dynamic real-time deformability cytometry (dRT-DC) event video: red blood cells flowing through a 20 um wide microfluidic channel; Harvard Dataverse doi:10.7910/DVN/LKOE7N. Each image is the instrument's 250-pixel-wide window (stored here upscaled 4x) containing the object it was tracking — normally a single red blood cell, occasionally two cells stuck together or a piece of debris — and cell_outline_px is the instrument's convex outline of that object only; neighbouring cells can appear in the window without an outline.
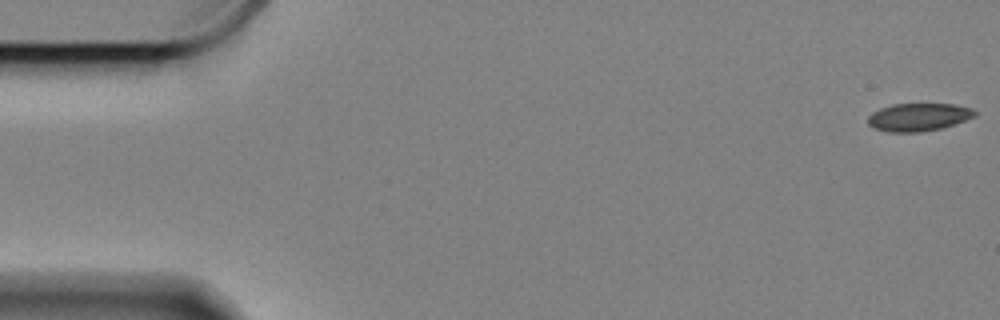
{"species": "Egyptian fruit bat (a non-hibernating species)", "species_latin": "Rousettus aegyptiacus", "temperature_condition": "cold", "stored_images_in_passage": 57, "camera_frame_rate_fps": 3000, "um_per_image_px": 0.085, "animal": {"sex": "female"}, "frame": {"image": 1, "passage_image": 1, "time_ms": 0.0, "image_size_px": [1000, 320], "cell_outline_px": [[976, 116], [940, 128], [920, 132], [888, 132], [872, 128], [868, 124], [868, 116], [872, 112], [880, 108], [892, 104], [956, 104], [972, 108], [976, 112]], "centroid_in_image_um": [78.03, 9.95], "position_along_channel_um": 7.0, "area_um2": 17.34}}
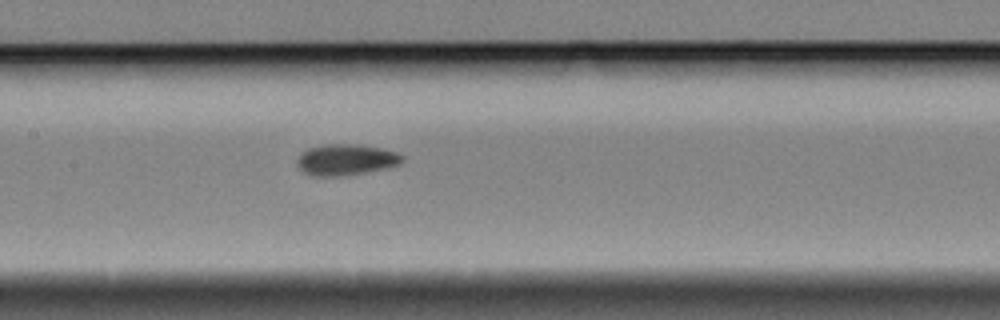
{"frame": {"image": 2, "passage_image": 28, "time_ms": 9.0, "image_size_px": [1000, 320], "cell_outline_px": [[404, 160], [400, 164], [368, 172], [348, 176], [312, 176], [304, 172], [296, 164], [296, 160], [300, 152], [308, 148], [324, 144], [356, 144], [380, 148], [396, 152], [404, 156]], "centroid_in_image_um": [29.38, 13.58], "position_along_channel_um": 178.0, "area_um2": 19.31}}
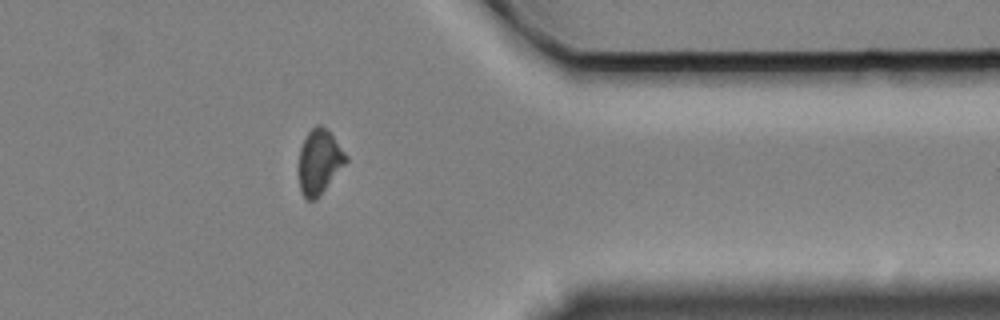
{"frame": {"image": 3, "passage_image": 48, "time_ms": 15.667, "image_size_px": [1000, 320], "cell_outline_px": [[348, 160], [320, 196], [316, 200], [308, 200], [300, 192], [300, 148], [308, 132], [316, 124], [320, 124], [332, 136], [348, 156]], "centroid_in_image_um": [27.15, 13.77], "position_along_channel_um": 384.3, "area_um2": 17.4}, "authors_computed_cell_mechanics": {"area_um2": 18.2648, "velocity_mm_per_s": 3.314, "shape_relaxation_time_tau1_ms": 10.9118, "shape_relaxation_time_tau2_ms": 3.6211, "deformation_change_tau1": 0.1404, "deformation_change_tau2": 0.079}}